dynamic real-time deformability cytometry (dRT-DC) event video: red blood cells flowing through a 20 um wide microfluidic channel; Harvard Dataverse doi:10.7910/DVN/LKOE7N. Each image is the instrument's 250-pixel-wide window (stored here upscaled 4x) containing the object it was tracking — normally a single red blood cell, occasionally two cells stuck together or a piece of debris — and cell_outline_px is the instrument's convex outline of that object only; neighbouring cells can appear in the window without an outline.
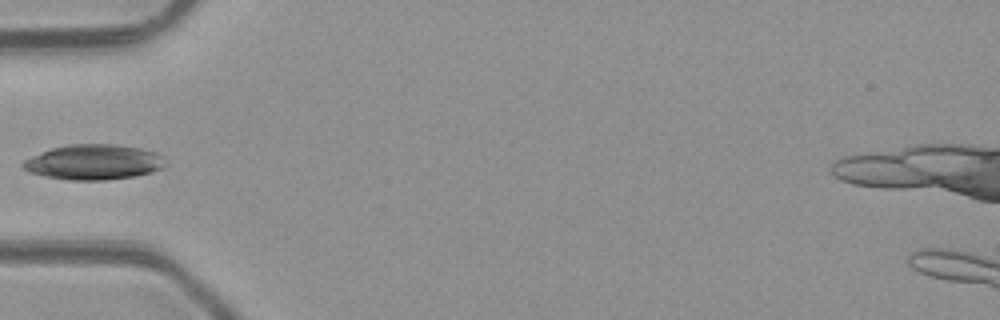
{"species": "common noctule bat (a hibernating species)", "species_latin": "Nyctalus noctula", "temperature_condition": "room temperature", "stored_images_in_passage": 4, "camera_frame_rate_fps": 3000, "um_per_image_px": 0.085, "animal": {"sex": "male", "body_mass_g": 23.1, "forearm_length_mm": 52.7}, "frame": {"image": 1, "passage_image": 4, "time_ms": 4.333, "image_size_px": [1000, 320], "cell_outline_px": [[168, 164], [164, 168], [152, 172], [136, 176], [104, 180], [68, 180], [44, 176], [28, 172], [20, 164], [24, 160], [32, 156], [52, 148], [68, 144], [112, 144], [140, 148], [152, 152], [160, 156]], "centroid_in_image_um": [7.95, 13.79], "position_along_channel_um": 77.0, "area_um2": 29.19}}